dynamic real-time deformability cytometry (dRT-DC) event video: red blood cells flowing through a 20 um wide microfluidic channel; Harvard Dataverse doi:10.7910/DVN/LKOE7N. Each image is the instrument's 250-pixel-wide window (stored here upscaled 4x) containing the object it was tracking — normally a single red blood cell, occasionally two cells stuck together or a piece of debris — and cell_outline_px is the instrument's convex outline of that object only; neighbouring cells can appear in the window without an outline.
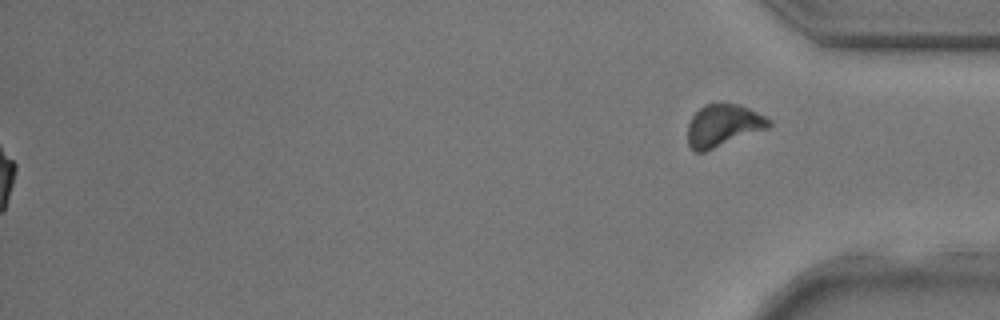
{"species": "common noctule bat (a hibernating species)", "species_latin": "Nyctalus noctula", "temperature_condition": "room temperature", "stored_images_in_passage": 30, "segment_of_instrument_passage": [2, 2], "camera_frame_rate_fps": 3000, "um_per_image_px": 0.085, "animal": {"sex": "male", "body_mass_g": 17.9, "forearm_length_mm": 54.2}, "frame": {"image": 1, "passage_image": 30, "time_ms": 9.667, "image_size_px": [1000, 320], "cell_outline_px": [[772, 124], [768, 128], [704, 152], [692, 152], [688, 144], [688, 124], [692, 116], [704, 104], [740, 104], [772, 120]], "centroid_in_image_um": [61.45, 10.68], "position_along_channel_um": 373.7, "area_um2": 19.88}}